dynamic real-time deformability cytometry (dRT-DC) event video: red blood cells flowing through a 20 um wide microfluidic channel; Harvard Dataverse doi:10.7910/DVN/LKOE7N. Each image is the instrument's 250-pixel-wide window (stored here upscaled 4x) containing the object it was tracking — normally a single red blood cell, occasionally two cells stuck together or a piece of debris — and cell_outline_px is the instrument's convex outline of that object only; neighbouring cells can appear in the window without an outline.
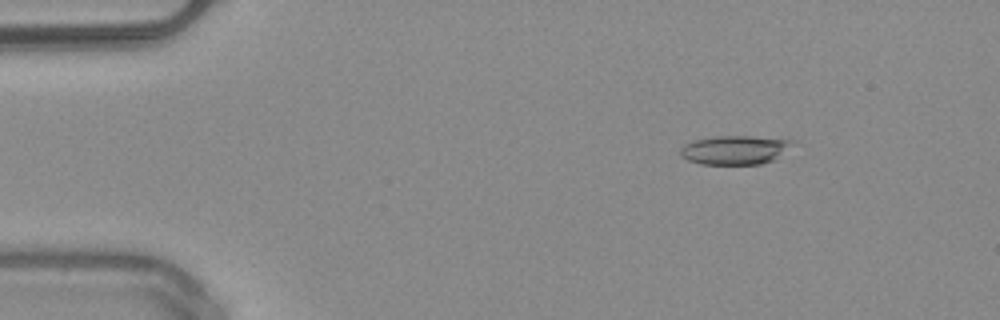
{"species": "common noctule bat (a hibernating species)", "species_latin": "Nyctalus noctula", "temperature_condition": "warm", "stored_images_in_passage": 50, "camera_frame_rate_fps": 3000, "um_per_image_px": 0.085, "animal": {"sex": "male", "body_mass_g": 20.4}, "frame": {"image": 1, "passage_image": 7, "time_ms": 2.0, "image_size_px": [1000, 320], "cell_outline_px": [[796, 140], [772, 160], [760, 164], [700, 164], [688, 160], [680, 156], [680, 148], [684, 144], [696, 140], [716, 136], [752, 136]], "centroid_in_image_um": [62.4, 12.74], "position_along_channel_um": 22.6, "area_um2": 18.61}}
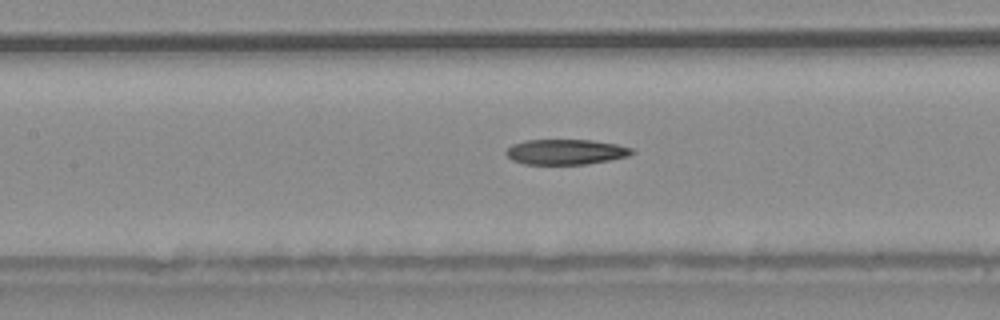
{"frame": {"image": 2, "passage_image": 23, "time_ms": 7.333, "image_size_px": [1000, 320], "cell_outline_px": [[636, 152], [628, 156], [588, 164], [524, 164], [512, 160], [504, 152], [512, 144], [524, 140], [592, 140], [616, 144], [632, 148]], "centroid_in_image_um": [48.08, 12.91], "position_along_channel_um": 159.3, "area_um2": 18.55}}
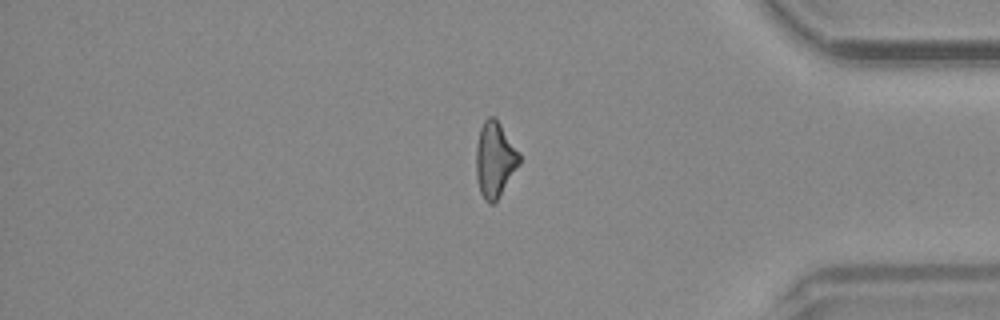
{"frame": {"image": 3, "passage_image": 42, "time_ms": 13.667, "image_size_px": [1000, 320], "cell_outline_px": [[520, 164], [496, 200], [492, 204], [488, 204], [484, 200], [480, 192], [476, 176], [476, 144], [480, 128], [484, 120], [488, 116], [496, 116], [520, 152]], "centroid_in_image_um": [42.06, 13.52], "position_along_channel_um": 393.1, "area_um2": 19.25}, "authors_computed_cell_mechanics": {"area_um2": 19.3052, "velocity_mm_per_s": 4.078, "shape_relaxation_time_tau1_ms": null, "shape_relaxation_time_tau2_ms": 5.4869, "deformation_change_tau1": null, "deformation_change_tau2": 0.1779}}